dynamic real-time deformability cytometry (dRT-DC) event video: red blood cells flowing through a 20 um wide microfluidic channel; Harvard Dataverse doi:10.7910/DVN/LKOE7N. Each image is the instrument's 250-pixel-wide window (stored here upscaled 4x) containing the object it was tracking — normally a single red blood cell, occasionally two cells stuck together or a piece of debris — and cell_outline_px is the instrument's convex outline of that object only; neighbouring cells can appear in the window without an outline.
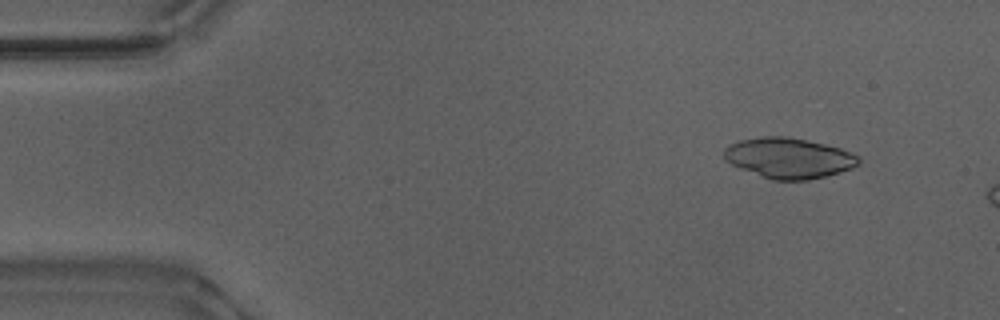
{"species": "Egyptian fruit bat (a non-hibernating species)", "species_latin": "Rousettus aegyptiacus", "temperature_condition": "warm", "stored_images_in_passage": 10, "camera_frame_rate_fps": 3000, "um_per_image_px": 0.085, "animal": {"sex": "male"}, "frame": {"image": 1, "passage_image": 5, "time_ms": 1.333, "image_size_px": [1000, 320], "cell_outline_px": [[860, 164], [852, 168], [840, 172], [808, 180], [772, 180], [732, 164], [724, 160], [724, 148], [740, 140], [760, 136], [788, 136], [824, 144], [840, 148], [852, 152], [860, 156]], "centroid_in_image_um": [67.08, 13.42], "position_along_channel_um": 17.9, "area_um2": 31.62}}